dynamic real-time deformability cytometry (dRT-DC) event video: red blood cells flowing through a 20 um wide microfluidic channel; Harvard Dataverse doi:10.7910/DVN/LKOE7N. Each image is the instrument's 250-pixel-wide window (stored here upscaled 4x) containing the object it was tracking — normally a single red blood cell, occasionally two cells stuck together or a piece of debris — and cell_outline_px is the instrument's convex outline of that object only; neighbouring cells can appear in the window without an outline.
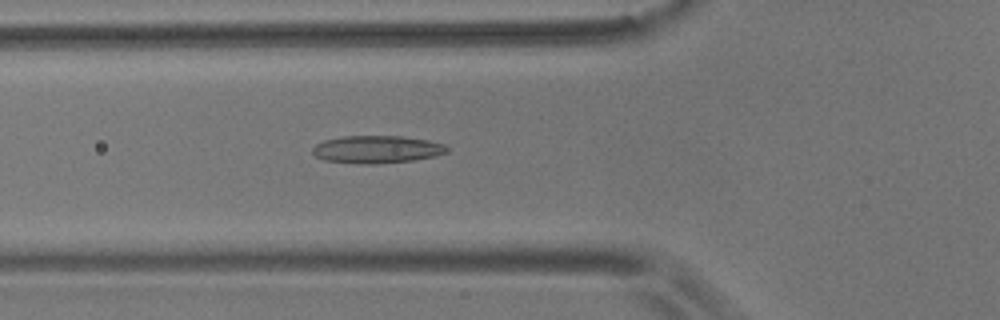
{"species": "common noctule bat (a hibernating species)", "species_latin": "Nyctalus noctula", "temperature_condition": "room temperature", "stored_images_in_passage": 45, "camera_frame_rate_fps": 3000, "um_per_image_px": 0.085, "animal": {"sex": "male", "body_mass_g": 17.9}, "frame": {"image": 1, "passage_image": 20, "time_ms": 6.333, "image_size_px": [1000, 320], "cell_outline_px": [[448, 152], [436, 156], [412, 160], [376, 164], [364, 164], [324, 160], [316, 156], [312, 152], [312, 148], [316, 144], [324, 140], [340, 136], [400, 136], [428, 140], [444, 144], [448, 148]], "centroid_in_image_um": [32.03, 12.69], "position_along_channel_um": 93.8, "area_um2": 21.62}}
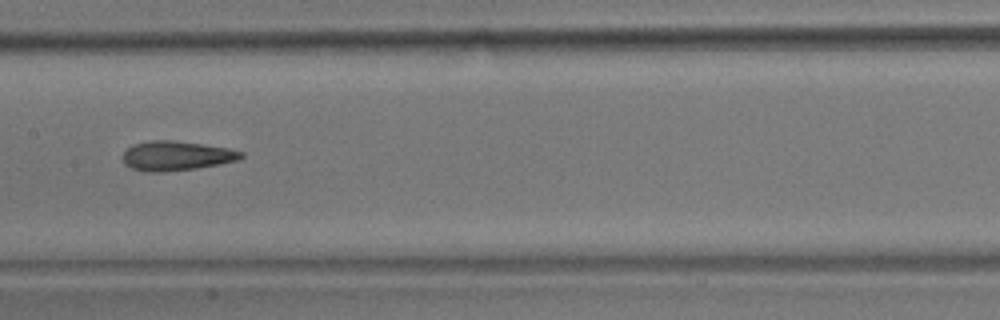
{"frame": {"image": 2, "passage_image": 28, "time_ms": 9.0, "image_size_px": [1000, 320], "cell_outline_px": [[244, 156], [236, 160], [196, 168], [164, 172], [144, 172], [132, 168], [124, 164], [124, 152], [132, 144], [148, 140], [172, 140], [228, 148], [244, 152]], "centroid_in_image_um": [14.95, 13.24], "position_along_channel_um": 192.5, "area_um2": 20.17}}
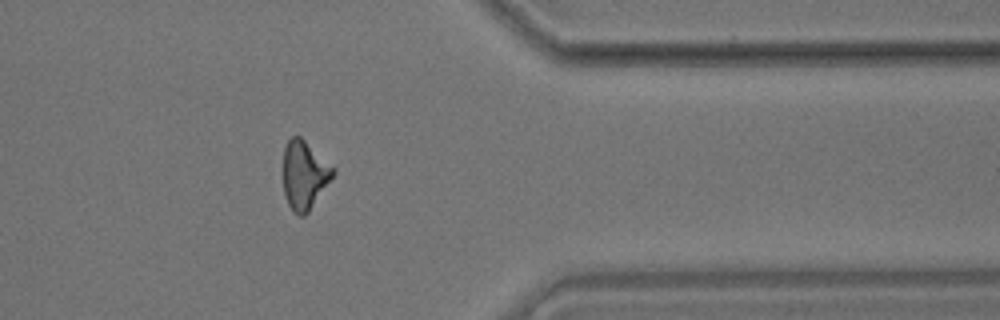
{"frame": {"image": 3, "passage_image": 45, "time_ms": 14.667, "image_size_px": [1000, 320], "cell_outline_px": [[336, 172], [308, 212], [304, 216], [300, 216], [292, 212], [284, 196], [284, 148], [288, 140], [292, 136], [300, 136], [336, 168]], "centroid_in_image_um": [25.88, 14.88], "position_along_channel_um": 385.5, "area_um2": 19.88}, "authors_computed_cell_mechanics": {"area_um2": 20.519, "velocity_mm_per_s": 3.6691, "shape_relaxation_time_tau1_ms": 7.0044, "shape_relaxation_time_tau2_ms": 3.0025, "deformation_change_tau1": 0.1897, "deformation_change_tau2": 0.136}}